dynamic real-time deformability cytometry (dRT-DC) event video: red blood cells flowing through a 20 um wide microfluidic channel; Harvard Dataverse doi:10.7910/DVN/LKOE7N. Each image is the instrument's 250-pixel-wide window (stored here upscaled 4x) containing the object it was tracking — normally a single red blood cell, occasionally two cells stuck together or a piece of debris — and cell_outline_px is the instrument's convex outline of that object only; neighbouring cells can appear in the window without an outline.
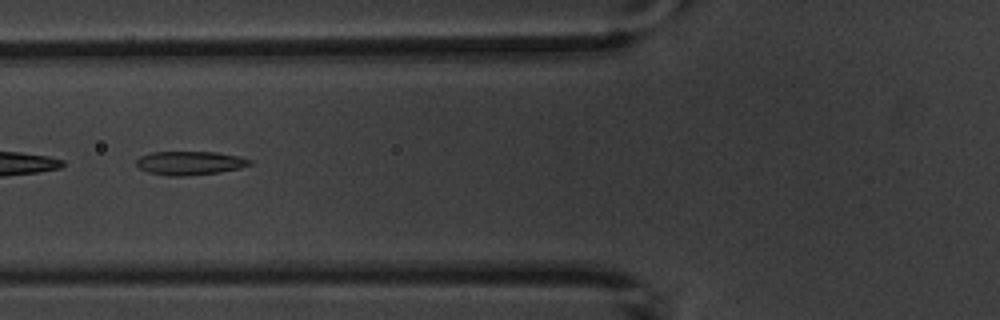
{"species": "common noctule bat (a hibernating species)", "species_latin": "Nyctalus noctula", "temperature_condition": "warm", "stored_images_in_passage": 6, "camera_frame_rate_fps": 3000, "um_per_image_px": 0.085, "animal": {"sex": "male", "body_mass_g": 20.1, "forearm_length_mm": 53.5}, "frame": {"image": 1, "passage_image": 4, "time_ms": 4.333, "image_size_px": [1000, 320], "cell_outline_px": [[252, 164], [240, 168], [220, 172], [184, 176], [168, 176], [148, 172], [140, 168], [136, 164], [136, 160], [140, 156], [152, 152], [216, 152], [240, 156], [252, 160]], "centroid_in_image_um": [16.16, 13.86], "position_along_channel_um": 109.6, "area_um2": 15.72}}
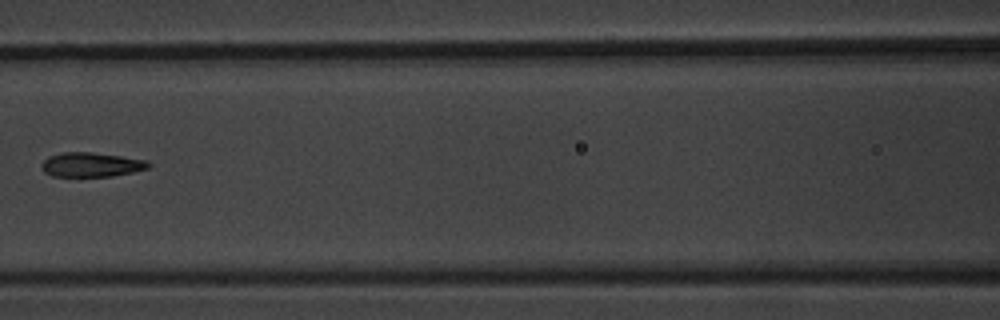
{"frame": {"image": 2, "passage_image": 5, "time_ms": 5.667, "image_size_px": [1000, 320], "cell_outline_px": [[152, 164], [148, 168], [132, 172], [112, 176], [52, 176], [44, 172], [40, 164], [48, 156], [64, 152], [88, 152], [120, 156], [148, 160]], "centroid_in_image_um": [7.75, 13.99], "position_along_channel_um": 158.8, "area_um2": 15.14}}
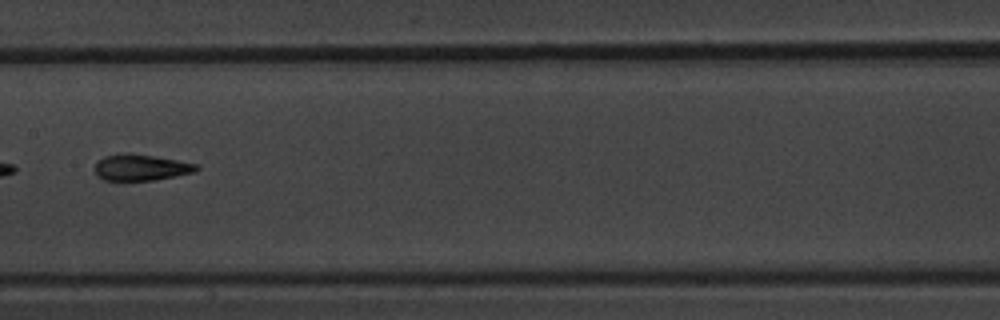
{"frame": {"image": 3, "passage_image": 6, "time_ms": 6.667, "image_size_px": [1000, 320], "cell_outline_px": [[200, 168], [196, 172], [152, 180], [104, 180], [96, 176], [96, 160], [104, 156], [120, 152], [128, 152], [200, 164]], "centroid_in_image_um": [11.97, 14.22], "position_along_channel_um": 195.4, "area_um2": 15.66}}